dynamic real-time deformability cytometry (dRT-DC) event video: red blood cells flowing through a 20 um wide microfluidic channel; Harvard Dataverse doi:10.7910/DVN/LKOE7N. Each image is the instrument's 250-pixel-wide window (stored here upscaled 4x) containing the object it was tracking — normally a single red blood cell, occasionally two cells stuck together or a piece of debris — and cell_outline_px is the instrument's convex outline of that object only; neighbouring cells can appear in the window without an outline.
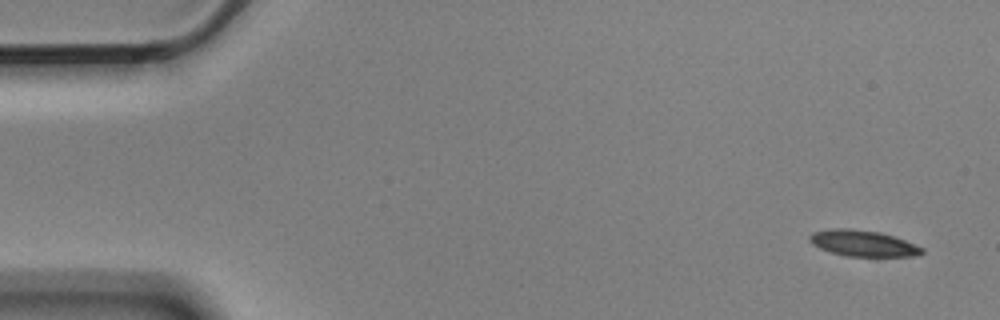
{"species": "Egyptian fruit bat (a non-hibernating species)", "species_latin": "Rousettus aegyptiacus", "temperature_condition": "cold", "stored_images_in_passage": 3, "camera_frame_rate_fps": 3000, "um_per_image_px": 0.085, "animal": {"sex": "male"}, "frame": {"image": 1, "passage_image": 1, "time_ms": 0.0, "image_size_px": [1000, 320], "cell_outline_px": [[924, 252], [920, 256], [848, 256], [832, 252], [820, 248], [812, 244], [808, 240], [808, 236], [812, 232], [832, 228], [852, 228], [880, 232], [904, 240], [924, 248]], "centroid_in_image_um": [73.34, 20.67], "position_along_channel_um": 11.7, "area_um2": 17.11}}